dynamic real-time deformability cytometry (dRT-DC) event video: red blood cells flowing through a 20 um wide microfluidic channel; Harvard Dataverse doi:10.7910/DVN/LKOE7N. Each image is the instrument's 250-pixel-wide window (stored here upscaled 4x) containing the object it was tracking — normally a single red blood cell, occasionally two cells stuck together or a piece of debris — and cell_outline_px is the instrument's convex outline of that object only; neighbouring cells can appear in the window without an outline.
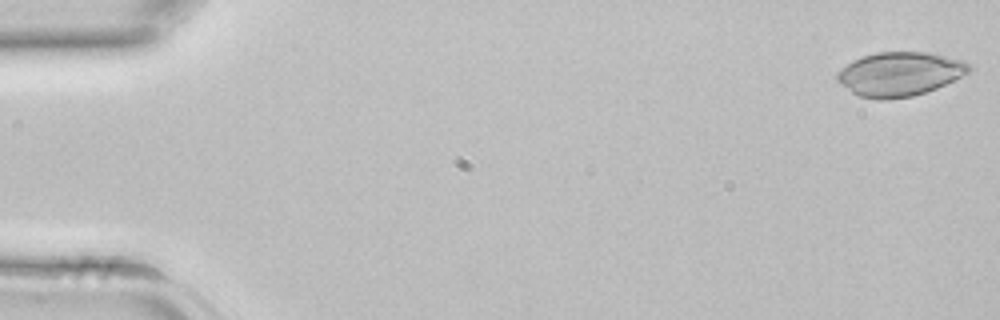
{"species": "common noctule bat (a hibernating species)", "species_latin": "Nyctalus noctula", "temperature_condition": "room temperature", "stored_images_in_passage": 43, "camera_frame_rate_fps": 3000, "um_per_image_px": 0.085, "animal": {"sex": "female", "body_mass_g": 22.7, "forearm_length_mm": 54.2}, "frame": {"image": 1, "passage_image": 1, "time_ms": 0.0, "image_size_px": [1000, 320], "cell_outline_px": [[972, 68], [968, 72], [936, 88], [912, 96], [884, 100], [876, 100], [856, 96], [840, 84], [836, 80], [836, 72], [852, 60], [876, 52], [928, 52], [964, 60]], "centroid_in_image_um": [76.41, 6.29], "position_along_channel_um": 8.6, "area_um2": 33.87}}
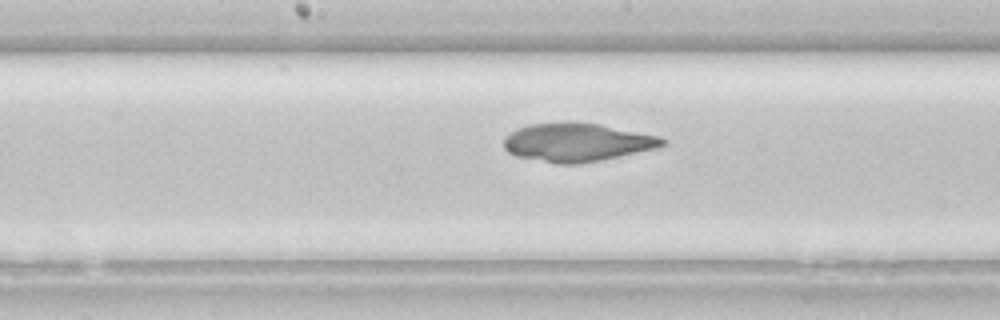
{"frame": {"image": 2, "passage_image": 22, "time_ms": 7.0, "image_size_px": [1000, 320], "cell_outline_px": [[668, 144], [660, 148], [580, 164], [556, 164], [516, 156], [508, 152], [504, 148], [504, 136], [516, 128], [528, 124], [568, 120], [600, 124], [660, 136], [668, 140]], "centroid_in_image_um": [49.06, 12.08], "position_along_channel_um": 199.1, "area_um2": 36.36}}
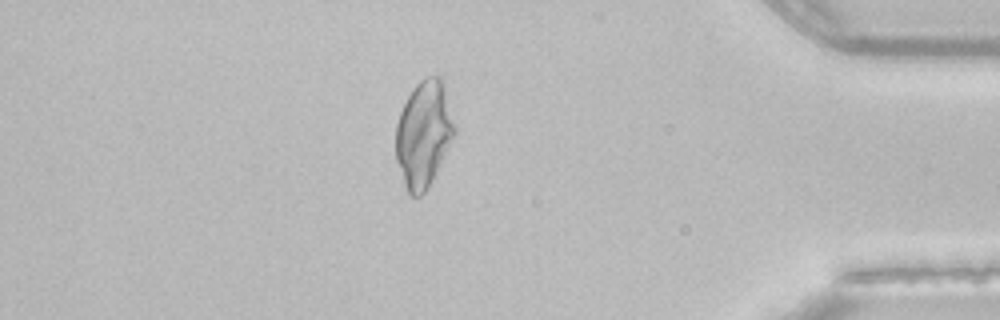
{"frame": {"image": 3, "passage_image": 37, "time_ms": 12.0, "image_size_px": [1000, 320], "cell_outline_px": [[456, 132], [428, 188], [420, 196], [408, 196], [396, 160], [396, 124], [400, 112], [412, 88], [424, 76], [440, 76], [444, 84], [456, 124]], "centroid_in_image_um": [36.02, 11.37], "position_along_channel_um": 399.2, "area_um2": 36.59}}